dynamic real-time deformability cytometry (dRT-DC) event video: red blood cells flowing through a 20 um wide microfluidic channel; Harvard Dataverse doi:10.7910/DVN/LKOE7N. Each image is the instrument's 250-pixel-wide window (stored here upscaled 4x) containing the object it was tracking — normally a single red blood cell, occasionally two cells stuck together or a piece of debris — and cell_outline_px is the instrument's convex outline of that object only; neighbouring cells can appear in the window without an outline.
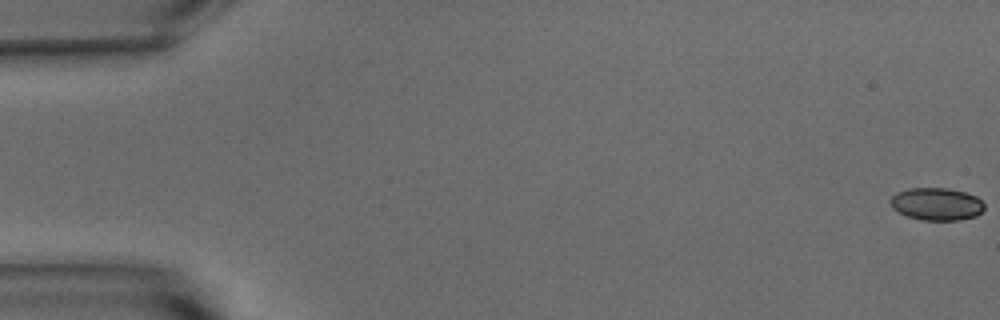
{"species": "common noctule bat (a hibernating species)", "species_latin": "Nyctalus noctula", "temperature_condition": "warm", "stored_images_in_passage": 54, "camera_frame_rate_fps": 3000, "um_per_image_px": 0.085, "animal": {"sex": "male", "body_mass_g": 15.6}, "frame": {"image": 1, "passage_image": 1, "time_ms": 0.0, "image_size_px": [1000, 320], "cell_outline_px": [[984, 208], [976, 216], [956, 220], [924, 220], [908, 216], [892, 208], [892, 196], [896, 192], [908, 188], [948, 188], [964, 192], [976, 196], [984, 204]], "centroid_in_image_um": [79.62, 17.33], "position_along_channel_um": 5.4, "area_um2": 17.57}}
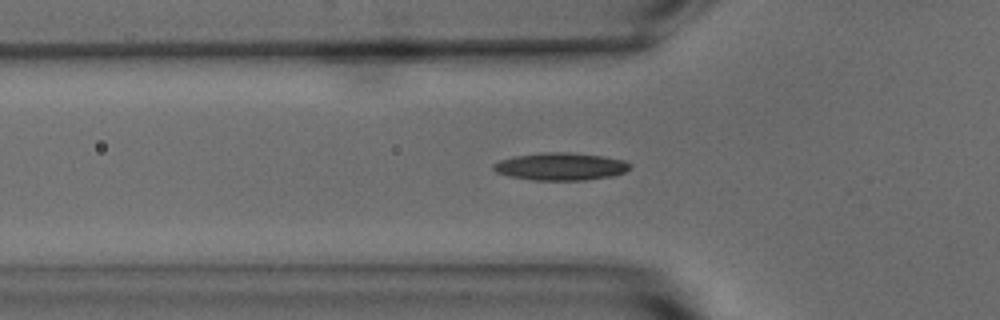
{"frame": {"image": 2, "passage_image": 19, "time_ms": 6.0, "image_size_px": [1000, 320], "cell_outline_px": [[632, 164], [624, 172], [612, 176], [584, 180], [532, 180], [508, 176], [496, 172], [492, 168], [492, 164], [500, 160], [512, 156], [540, 152], [568, 152], [600, 156], [624, 160]], "centroid_in_image_um": [47.6, 14.15], "position_along_channel_um": 78.2, "area_um2": 21.96}}
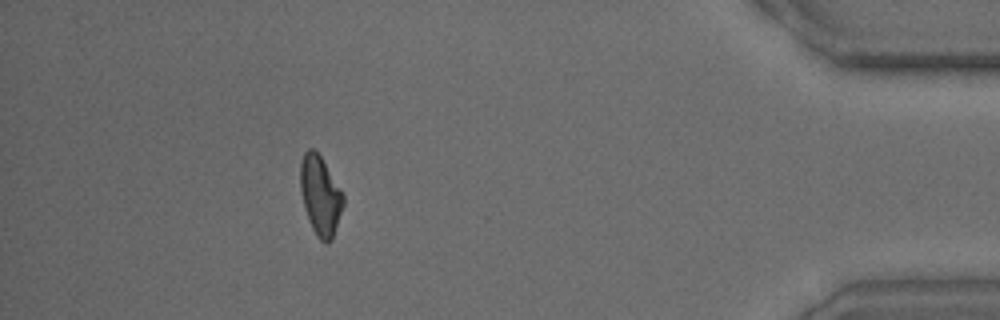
{"frame": {"image": 3, "passage_image": 49, "time_ms": 16.0, "image_size_px": [1000, 320], "cell_outline_px": [[344, 204], [332, 240], [328, 244], [324, 244], [316, 236], [312, 228], [304, 208], [300, 192], [300, 164], [304, 152], [308, 148], [312, 148], [320, 156], [344, 192]], "centroid_in_image_um": [27.23, 16.64], "position_along_channel_um": 408.0, "area_um2": 20.11}, "authors_computed_cell_mechanics": {"area_um2": 20.1144, "velocity_mm_per_s": 3.8142, "shape_relaxation_time_tau1_ms": 3.0296, "shape_relaxation_time_tau2_ms": 5.8624, "deformation_change_tau1": 0.1163, "deformation_change_tau2": 0.2061}}